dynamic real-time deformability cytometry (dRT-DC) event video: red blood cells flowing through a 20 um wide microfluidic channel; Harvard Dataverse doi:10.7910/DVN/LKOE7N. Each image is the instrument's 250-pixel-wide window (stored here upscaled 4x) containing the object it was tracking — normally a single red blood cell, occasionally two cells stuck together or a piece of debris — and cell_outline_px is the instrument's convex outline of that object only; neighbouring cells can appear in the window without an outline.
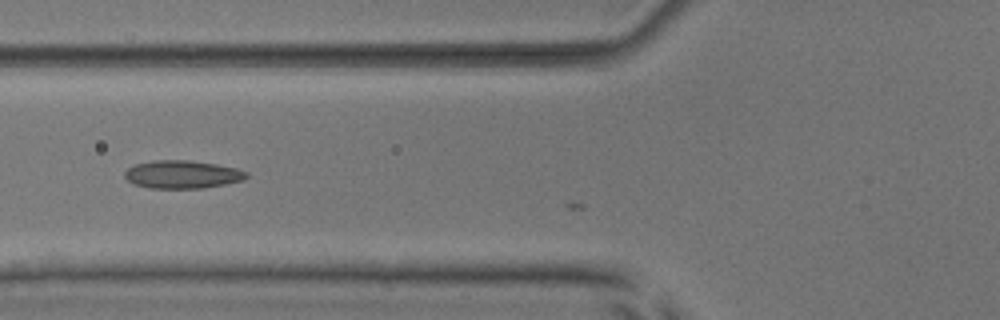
{"species": "common noctule bat (a hibernating species)", "species_latin": "Nyctalus noctula", "temperature_condition": "room temperature", "stored_images_in_passage": 8, "camera_frame_rate_fps": 3000, "um_per_image_px": 0.085, "animal": {"sex": "male", "body_mass_g": 17.9, "forearm_length_mm": 54.2}, "frame": {"image": 1, "passage_image": 7, "time_ms": 2.0, "image_size_px": [1000, 320], "cell_outline_px": [[248, 176], [244, 180], [204, 188], [148, 188], [132, 184], [124, 176], [124, 172], [132, 164], [156, 160], [188, 160], [216, 164], [236, 168], [248, 172]], "centroid_in_image_um": [15.47, 14.82], "position_along_channel_um": 110.3, "area_um2": 20.0}}